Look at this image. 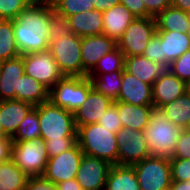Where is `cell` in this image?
Returning <instances> with one entry per match:
<instances>
[{
    "mask_svg": "<svg viewBox=\"0 0 190 190\" xmlns=\"http://www.w3.org/2000/svg\"><path fill=\"white\" fill-rule=\"evenodd\" d=\"M13 141L10 137L0 136V163L11 159Z\"/></svg>",
    "mask_w": 190,
    "mask_h": 190,
    "instance_id": "46",
    "label": "cell"
},
{
    "mask_svg": "<svg viewBox=\"0 0 190 190\" xmlns=\"http://www.w3.org/2000/svg\"><path fill=\"white\" fill-rule=\"evenodd\" d=\"M72 33L79 37L103 34V12L93 9L69 16Z\"/></svg>",
    "mask_w": 190,
    "mask_h": 190,
    "instance_id": "22",
    "label": "cell"
},
{
    "mask_svg": "<svg viewBox=\"0 0 190 190\" xmlns=\"http://www.w3.org/2000/svg\"><path fill=\"white\" fill-rule=\"evenodd\" d=\"M57 185L58 190H82V187L76 178L60 182Z\"/></svg>",
    "mask_w": 190,
    "mask_h": 190,
    "instance_id": "48",
    "label": "cell"
},
{
    "mask_svg": "<svg viewBox=\"0 0 190 190\" xmlns=\"http://www.w3.org/2000/svg\"><path fill=\"white\" fill-rule=\"evenodd\" d=\"M162 43L163 56L171 63L190 50V38L187 33L178 31H156Z\"/></svg>",
    "mask_w": 190,
    "mask_h": 190,
    "instance_id": "25",
    "label": "cell"
},
{
    "mask_svg": "<svg viewBox=\"0 0 190 190\" xmlns=\"http://www.w3.org/2000/svg\"><path fill=\"white\" fill-rule=\"evenodd\" d=\"M141 190H163L171 185L170 159L149 156L132 166Z\"/></svg>",
    "mask_w": 190,
    "mask_h": 190,
    "instance_id": "8",
    "label": "cell"
},
{
    "mask_svg": "<svg viewBox=\"0 0 190 190\" xmlns=\"http://www.w3.org/2000/svg\"><path fill=\"white\" fill-rule=\"evenodd\" d=\"M95 9L99 11H107L113 8L116 4L119 3V0H93Z\"/></svg>",
    "mask_w": 190,
    "mask_h": 190,
    "instance_id": "47",
    "label": "cell"
},
{
    "mask_svg": "<svg viewBox=\"0 0 190 190\" xmlns=\"http://www.w3.org/2000/svg\"><path fill=\"white\" fill-rule=\"evenodd\" d=\"M116 47V41L105 34L81 37L83 77H87L98 61Z\"/></svg>",
    "mask_w": 190,
    "mask_h": 190,
    "instance_id": "14",
    "label": "cell"
},
{
    "mask_svg": "<svg viewBox=\"0 0 190 190\" xmlns=\"http://www.w3.org/2000/svg\"><path fill=\"white\" fill-rule=\"evenodd\" d=\"M26 7L22 0H0V19L15 20Z\"/></svg>",
    "mask_w": 190,
    "mask_h": 190,
    "instance_id": "38",
    "label": "cell"
},
{
    "mask_svg": "<svg viewBox=\"0 0 190 190\" xmlns=\"http://www.w3.org/2000/svg\"><path fill=\"white\" fill-rule=\"evenodd\" d=\"M20 55L15 40L13 20L0 19V59L5 61Z\"/></svg>",
    "mask_w": 190,
    "mask_h": 190,
    "instance_id": "31",
    "label": "cell"
},
{
    "mask_svg": "<svg viewBox=\"0 0 190 190\" xmlns=\"http://www.w3.org/2000/svg\"><path fill=\"white\" fill-rule=\"evenodd\" d=\"M124 70L146 84L153 85L165 70L143 55L125 57Z\"/></svg>",
    "mask_w": 190,
    "mask_h": 190,
    "instance_id": "23",
    "label": "cell"
},
{
    "mask_svg": "<svg viewBox=\"0 0 190 190\" xmlns=\"http://www.w3.org/2000/svg\"><path fill=\"white\" fill-rule=\"evenodd\" d=\"M182 130L171 123L159 109H154L144 129L147 148L151 156L171 159Z\"/></svg>",
    "mask_w": 190,
    "mask_h": 190,
    "instance_id": "2",
    "label": "cell"
},
{
    "mask_svg": "<svg viewBox=\"0 0 190 190\" xmlns=\"http://www.w3.org/2000/svg\"><path fill=\"white\" fill-rule=\"evenodd\" d=\"M50 3L53 9L67 17L95 9L93 0H52Z\"/></svg>",
    "mask_w": 190,
    "mask_h": 190,
    "instance_id": "34",
    "label": "cell"
},
{
    "mask_svg": "<svg viewBox=\"0 0 190 190\" xmlns=\"http://www.w3.org/2000/svg\"><path fill=\"white\" fill-rule=\"evenodd\" d=\"M50 29L48 40L55 41L62 37H67L72 34L69 24V17L57 12L55 9H50Z\"/></svg>",
    "mask_w": 190,
    "mask_h": 190,
    "instance_id": "35",
    "label": "cell"
},
{
    "mask_svg": "<svg viewBox=\"0 0 190 190\" xmlns=\"http://www.w3.org/2000/svg\"><path fill=\"white\" fill-rule=\"evenodd\" d=\"M171 177L174 181L190 180V159H170Z\"/></svg>",
    "mask_w": 190,
    "mask_h": 190,
    "instance_id": "39",
    "label": "cell"
},
{
    "mask_svg": "<svg viewBox=\"0 0 190 190\" xmlns=\"http://www.w3.org/2000/svg\"><path fill=\"white\" fill-rule=\"evenodd\" d=\"M51 8L49 2L27 6L13 20L15 40L21 55L49 49Z\"/></svg>",
    "mask_w": 190,
    "mask_h": 190,
    "instance_id": "1",
    "label": "cell"
},
{
    "mask_svg": "<svg viewBox=\"0 0 190 190\" xmlns=\"http://www.w3.org/2000/svg\"><path fill=\"white\" fill-rule=\"evenodd\" d=\"M123 6L127 7L128 10L136 17V18H146L152 17L146 10L145 4L142 0H119Z\"/></svg>",
    "mask_w": 190,
    "mask_h": 190,
    "instance_id": "44",
    "label": "cell"
},
{
    "mask_svg": "<svg viewBox=\"0 0 190 190\" xmlns=\"http://www.w3.org/2000/svg\"><path fill=\"white\" fill-rule=\"evenodd\" d=\"M48 50L64 76L83 77L81 37L73 33L67 37L61 36L59 40L49 41Z\"/></svg>",
    "mask_w": 190,
    "mask_h": 190,
    "instance_id": "7",
    "label": "cell"
},
{
    "mask_svg": "<svg viewBox=\"0 0 190 190\" xmlns=\"http://www.w3.org/2000/svg\"><path fill=\"white\" fill-rule=\"evenodd\" d=\"M145 4L147 12L152 16L156 17L166 7L171 6V0H142Z\"/></svg>",
    "mask_w": 190,
    "mask_h": 190,
    "instance_id": "45",
    "label": "cell"
},
{
    "mask_svg": "<svg viewBox=\"0 0 190 190\" xmlns=\"http://www.w3.org/2000/svg\"><path fill=\"white\" fill-rule=\"evenodd\" d=\"M123 71H113L109 74H99L97 77H88L93 88L108 97L110 100L117 101L122 86Z\"/></svg>",
    "mask_w": 190,
    "mask_h": 190,
    "instance_id": "30",
    "label": "cell"
},
{
    "mask_svg": "<svg viewBox=\"0 0 190 190\" xmlns=\"http://www.w3.org/2000/svg\"><path fill=\"white\" fill-rule=\"evenodd\" d=\"M33 107L32 104L20 100L0 101V123L4 134L12 138Z\"/></svg>",
    "mask_w": 190,
    "mask_h": 190,
    "instance_id": "19",
    "label": "cell"
},
{
    "mask_svg": "<svg viewBox=\"0 0 190 190\" xmlns=\"http://www.w3.org/2000/svg\"><path fill=\"white\" fill-rule=\"evenodd\" d=\"M19 100L37 106L49 101V89L42 83L24 74L20 78Z\"/></svg>",
    "mask_w": 190,
    "mask_h": 190,
    "instance_id": "27",
    "label": "cell"
},
{
    "mask_svg": "<svg viewBox=\"0 0 190 190\" xmlns=\"http://www.w3.org/2000/svg\"><path fill=\"white\" fill-rule=\"evenodd\" d=\"M22 2H24L27 6H33V5H37L40 3H43V0H22Z\"/></svg>",
    "mask_w": 190,
    "mask_h": 190,
    "instance_id": "51",
    "label": "cell"
},
{
    "mask_svg": "<svg viewBox=\"0 0 190 190\" xmlns=\"http://www.w3.org/2000/svg\"><path fill=\"white\" fill-rule=\"evenodd\" d=\"M25 74L42 83L49 90L64 75L49 50L22 54Z\"/></svg>",
    "mask_w": 190,
    "mask_h": 190,
    "instance_id": "10",
    "label": "cell"
},
{
    "mask_svg": "<svg viewBox=\"0 0 190 190\" xmlns=\"http://www.w3.org/2000/svg\"><path fill=\"white\" fill-rule=\"evenodd\" d=\"M92 88L88 77L64 76L49 90V101L74 114L86 103Z\"/></svg>",
    "mask_w": 190,
    "mask_h": 190,
    "instance_id": "5",
    "label": "cell"
},
{
    "mask_svg": "<svg viewBox=\"0 0 190 190\" xmlns=\"http://www.w3.org/2000/svg\"><path fill=\"white\" fill-rule=\"evenodd\" d=\"M38 112L40 138L62 140L63 137H77L74 114L53 105L50 101L34 106Z\"/></svg>",
    "mask_w": 190,
    "mask_h": 190,
    "instance_id": "4",
    "label": "cell"
},
{
    "mask_svg": "<svg viewBox=\"0 0 190 190\" xmlns=\"http://www.w3.org/2000/svg\"><path fill=\"white\" fill-rule=\"evenodd\" d=\"M143 56L150 61L159 64L164 69L169 68V62L163 56L162 43L159 34L156 32L148 43Z\"/></svg>",
    "mask_w": 190,
    "mask_h": 190,
    "instance_id": "36",
    "label": "cell"
},
{
    "mask_svg": "<svg viewBox=\"0 0 190 190\" xmlns=\"http://www.w3.org/2000/svg\"><path fill=\"white\" fill-rule=\"evenodd\" d=\"M43 1H44V2H49V3H50L52 0H43Z\"/></svg>",
    "mask_w": 190,
    "mask_h": 190,
    "instance_id": "58",
    "label": "cell"
},
{
    "mask_svg": "<svg viewBox=\"0 0 190 190\" xmlns=\"http://www.w3.org/2000/svg\"><path fill=\"white\" fill-rule=\"evenodd\" d=\"M114 103L121 120L122 128H132L133 130L144 131L155 109L153 106H135L122 101H114Z\"/></svg>",
    "mask_w": 190,
    "mask_h": 190,
    "instance_id": "21",
    "label": "cell"
},
{
    "mask_svg": "<svg viewBox=\"0 0 190 190\" xmlns=\"http://www.w3.org/2000/svg\"><path fill=\"white\" fill-rule=\"evenodd\" d=\"M163 190H172L171 186H169L168 188H165Z\"/></svg>",
    "mask_w": 190,
    "mask_h": 190,
    "instance_id": "57",
    "label": "cell"
},
{
    "mask_svg": "<svg viewBox=\"0 0 190 190\" xmlns=\"http://www.w3.org/2000/svg\"><path fill=\"white\" fill-rule=\"evenodd\" d=\"M183 130H184L185 132H187V133L190 134V123H188V124L183 128Z\"/></svg>",
    "mask_w": 190,
    "mask_h": 190,
    "instance_id": "52",
    "label": "cell"
},
{
    "mask_svg": "<svg viewBox=\"0 0 190 190\" xmlns=\"http://www.w3.org/2000/svg\"><path fill=\"white\" fill-rule=\"evenodd\" d=\"M153 107L161 109L187 92V84L165 69L153 86Z\"/></svg>",
    "mask_w": 190,
    "mask_h": 190,
    "instance_id": "15",
    "label": "cell"
},
{
    "mask_svg": "<svg viewBox=\"0 0 190 190\" xmlns=\"http://www.w3.org/2000/svg\"><path fill=\"white\" fill-rule=\"evenodd\" d=\"M2 64H3V60L0 59V73H1Z\"/></svg>",
    "mask_w": 190,
    "mask_h": 190,
    "instance_id": "55",
    "label": "cell"
},
{
    "mask_svg": "<svg viewBox=\"0 0 190 190\" xmlns=\"http://www.w3.org/2000/svg\"><path fill=\"white\" fill-rule=\"evenodd\" d=\"M160 111L171 123L183 129L190 123V94L184 93L174 101L164 105Z\"/></svg>",
    "mask_w": 190,
    "mask_h": 190,
    "instance_id": "28",
    "label": "cell"
},
{
    "mask_svg": "<svg viewBox=\"0 0 190 190\" xmlns=\"http://www.w3.org/2000/svg\"><path fill=\"white\" fill-rule=\"evenodd\" d=\"M83 155L77 143L73 148L50 157L43 176L55 184L76 178Z\"/></svg>",
    "mask_w": 190,
    "mask_h": 190,
    "instance_id": "12",
    "label": "cell"
},
{
    "mask_svg": "<svg viewBox=\"0 0 190 190\" xmlns=\"http://www.w3.org/2000/svg\"><path fill=\"white\" fill-rule=\"evenodd\" d=\"M11 159L29 177L41 176L49 159L46 143L41 138L13 142Z\"/></svg>",
    "mask_w": 190,
    "mask_h": 190,
    "instance_id": "6",
    "label": "cell"
},
{
    "mask_svg": "<svg viewBox=\"0 0 190 190\" xmlns=\"http://www.w3.org/2000/svg\"><path fill=\"white\" fill-rule=\"evenodd\" d=\"M118 165L133 166L151 156L142 130L121 128L116 133Z\"/></svg>",
    "mask_w": 190,
    "mask_h": 190,
    "instance_id": "11",
    "label": "cell"
},
{
    "mask_svg": "<svg viewBox=\"0 0 190 190\" xmlns=\"http://www.w3.org/2000/svg\"><path fill=\"white\" fill-rule=\"evenodd\" d=\"M168 70L188 84L190 82V50L171 62Z\"/></svg>",
    "mask_w": 190,
    "mask_h": 190,
    "instance_id": "37",
    "label": "cell"
},
{
    "mask_svg": "<svg viewBox=\"0 0 190 190\" xmlns=\"http://www.w3.org/2000/svg\"><path fill=\"white\" fill-rule=\"evenodd\" d=\"M104 190H141L134 168L112 165Z\"/></svg>",
    "mask_w": 190,
    "mask_h": 190,
    "instance_id": "26",
    "label": "cell"
},
{
    "mask_svg": "<svg viewBox=\"0 0 190 190\" xmlns=\"http://www.w3.org/2000/svg\"><path fill=\"white\" fill-rule=\"evenodd\" d=\"M136 17L121 3L103 12V34L117 40Z\"/></svg>",
    "mask_w": 190,
    "mask_h": 190,
    "instance_id": "20",
    "label": "cell"
},
{
    "mask_svg": "<svg viewBox=\"0 0 190 190\" xmlns=\"http://www.w3.org/2000/svg\"><path fill=\"white\" fill-rule=\"evenodd\" d=\"M38 138H40V124L37 109L33 107L23 119L15 135L11 139L13 142H18L35 140Z\"/></svg>",
    "mask_w": 190,
    "mask_h": 190,
    "instance_id": "33",
    "label": "cell"
},
{
    "mask_svg": "<svg viewBox=\"0 0 190 190\" xmlns=\"http://www.w3.org/2000/svg\"><path fill=\"white\" fill-rule=\"evenodd\" d=\"M25 190H58L57 185L43 175L28 177Z\"/></svg>",
    "mask_w": 190,
    "mask_h": 190,
    "instance_id": "43",
    "label": "cell"
},
{
    "mask_svg": "<svg viewBox=\"0 0 190 190\" xmlns=\"http://www.w3.org/2000/svg\"><path fill=\"white\" fill-rule=\"evenodd\" d=\"M113 103L108 97L94 88L89 91L86 103L74 113L75 125L80 126L98 123L107 108Z\"/></svg>",
    "mask_w": 190,
    "mask_h": 190,
    "instance_id": "18",
    "label": "cell"
},
{
    "mask_svg": "<svg viewBox=\"0 0 190 190\" xmlns=\"http://www.w3.org/2000/svg\"><path fill=\"white\" fill-rule=\"evenodd\" d=\"M77 142L84 154L118 165L116 134L98 123L80 126Z\"/></svg>",
    "mask_w": 190,
    "mask_h": 190,
    "instance_id": "3",
    "label": "cell"
},
{
    "mask_svg": "<svg viewBox=\"0 0 190 190\" xmlns=\"http://www.w3.org/2000/svg\"><path fill=\"white\" fill-rule=\"evenodd\" d=\"M190 25V24H189ZM187 35L189 36V38H190V26H189V30H188V32H187Z\"/></svg>",
    "mask_w": 190,
    "mask_h": 190,
    "instance_id": "56",
    "label": "cell"
},
{
    "mask_svg": "<svg viewBox=\"0 0 190 190\" xmlns=\"http://www.w3.org/2000/svg\"><path fill=\"white\" fill-rule=\"evenodd\" d=\"M171 159H190V134L182 130Z\"/></svg>",
    "mask_w": 190,
    "mask_h": 190,
    "instance_id": "42",
    "label": "cell"
},
{
    "mask_svg": "<svg viewBox=\"0 0 190 190\" xmlns=\"http://www.w3.org/2000/svg\"><path fill=\"white\" fill-rule=\"evenodd\" d=\"M98 124L107 129H111L112 133H117L122 128L121 120L117 112L115 103L113 102L102 115Z\"/></svg>",
    "mask_w": 190,
    "mask_h": 190,
    "instance_id": "41",
    "label": "cell"
},
{
    "mask_svg": "<svg viewBox=\"0 0 190 190\" xmlns=\"http://www.w3.org/2000/svg\"><path fill=\"white\" fill-rule=\"evenodd\" d=\"M49 158L73 148L77 137H63L62 140H44Z\"/></svg>",
    "mask_w": 190,
    "mask_h": 190,
    "instance_id": "40",
    "label": "cell"
},
{
    "mask_svg": "<svg viewBox=\"0 0 190 190\" xmlns=\"http://www.w3.org/2000/svg\"><path fill=\"white\" fill-rule=\"evenodd\" d=\"M28 177L12 159L0 163V190H25Z\"/></svg>",
    "mask_w": 190,
    "mask_h": 190,
    "instance_id": "29",
    "label": "cell"
},
{
    "mask_svg": "<svg viewBox=\"0 0 190 190\" xmlns=\"http://www.w3.org/2000/svg\"><path fill=\"white\" fill-rule=\"evenodd\" d=\"M187 92L190 94V82L187 84Z\"/></svg>",
    "mask_w": 190,
    "mask_h": 190,
    "instance_id": "54",
    "label": "cell"
},
{
    "mask_svg": "<svg viewBox=\"0 0 190 190\" xmlns=\"http://www.w3.org/2000/svg\"><path fill=\"white\" fill-rule=\"evenodd\" d=\"M125 55L116 47L110 53L105 54L96 66L87 74V77H97L99 74H109L113 71H123Z\"/></svg>",
    "mask_w": 190,
    "mask_h": 190,
    "instance_id": "32",
    "label": "cell"
},
{
    "mask_svg": "<svg viewBox=\"0 0 190 190\" xmlns=\"http://www.w3.org/2000/svg\"><path fill=\"white\" fill-rule=\"evenodd\" d=\"M5 134H4V132H3V129H2V125H1V123H0V136H4Z\"/></svg>",
    "mask_w": 190,
    "mask_h": 190,
    "instance_id": "53",
    "label": "cell"
},
{
    "mask_svg": "<svg viewBox=\"0 0 190 190\" xmlns=\"http://www.w3.org/2000/svg\"><path fill=\"white\" fill-rule=\"evenodd\" d=\"M171 188L172 190H190V180L189 181H171Z\"/></svg>",
    "mask_w": 190,
    "mask_h": 190,
    "instance_id": "50",
    "label": "cell"
},
{
    "mask_svg": "<svg viewBox=\"0 0 190 190\" xmlns=\"http://www.w3.org/2000/svg\"><path fill=\"white\" fill-rule=\"evenodd\" d=\"M112 165L100 158L84 154L76 174L82 190H104Z\"/></svg>",
    "mask_w": 190,
    "mask_h": 190,
    "instance_id": "13",
    "label": "cell"
},
{
    "mask_svg": "<svg viewBox=\"0 0 190 190\" xmlns=\"http://www.w3.org/2000/svg\"><path fill=\"white\" fill-rule=\"evenodd\" d=\"M25 74L22 56L3 61L0 73V101L19 100L20 78Z\"/></svg>",
    "mask_w": 190,
    "mask_h": 190,
    "instance_id": "16",
    "label": "cell"
},
{
    "mask_svg": "<svg viewBox=\"0 0 190 190\" xmlns=\"http://www.w3.org/2000/svg\"><path fill=\"white\" fill-rule=\"evenodd\" d=\"M171 5L190 13V0H171Z\"/></svg>",
    "mask_w": 190,
    "mask_h": 190,
    "instance_id": "49",
    "label": "cell"
},
{
    "mask_svg": "<svg viewBox=\"0 0 190 190\" xmlns=\"http://www.w3.org/2000/svg\"><path fill=\"white\" fill-rule=\"evenodd\" d=\"M152 86L123 70L122 86L117 101L135 106H153Z\"/></svg>",
    "mask_w": 190,
    "mask_h": 190,
    "instance_id": "17",
    "label": "cell"
},
{
    "mask_svg": "<svg viewBox=\"0 0 190 190\" xmlns=\"http://www.w3.org/2000/svg\"><path fill=\"white\" fill-rule=\"evenodd\" d=\"M157 31H178L187 33L190 13L174 6L166 7L155 17Z\"/></svg>",
    "mask_w": 190,
    "mask_h": 190,
    "instance_id": "24",
    "label": "cell"
},
{
    "mask_svg": "<svg viewBox=\"0 0 190 190\" xmlns=\"http://www.w3.org/2000/svg\"><path fill=\"white\" fill-rule=\"evenodd\" d=\"M156 31L154 17L135 18L124 34L117 40V47L125 57L143 55Z\"/></svg>",
    "mask_w": 190,
    "mask_h": 190,
    "instance_id": "9",
    "label": "cell"
}]
</instances>
